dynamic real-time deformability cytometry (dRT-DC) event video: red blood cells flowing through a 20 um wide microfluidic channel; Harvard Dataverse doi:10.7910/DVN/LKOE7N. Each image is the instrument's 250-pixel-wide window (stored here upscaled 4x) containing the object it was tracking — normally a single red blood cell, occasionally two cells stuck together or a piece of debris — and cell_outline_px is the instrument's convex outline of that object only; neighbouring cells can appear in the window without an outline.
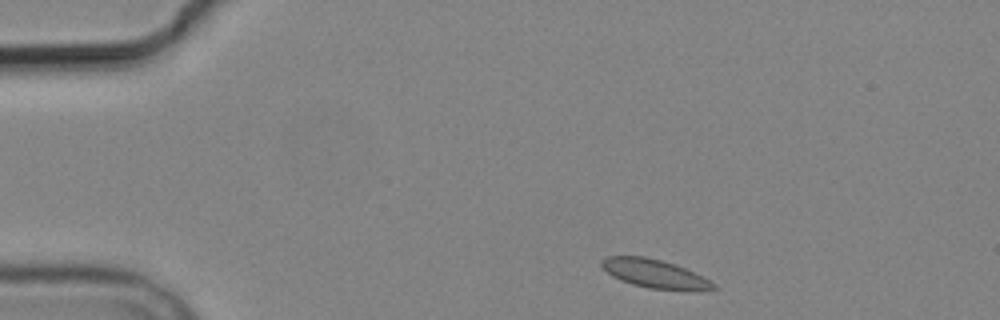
{"species": "common noctule bat (a hibernating species)", "species_latin": "Nyctalus noctula", "temperature_condition": "cold", "stored_images_in_passage": 3, "camera_frame_rate_fps": 3000, "um_per_image_px": 0.085, "animal": {"sex": "male", "body_mass_g": 19.2, "forearm_length_mm": 51.8}, "frame": {"image": 1, "passage_image": 1, "time_ms": 0.0, "image_size_px": [1000, 320], "cell_outline_px": [[720, 288], [696, 292], [688, 292], [648, 288], [632, 284], [620, 280], [612, 276], [600, 264], [600, 260], [608, 256], [644, 256], [660, 260], [684, 268], [704, 276], [716, 284]], "centroid_in_image_um": [55.73, 23.31], "position_along_channel_um": 29.3, "area_um2": 19.02}}